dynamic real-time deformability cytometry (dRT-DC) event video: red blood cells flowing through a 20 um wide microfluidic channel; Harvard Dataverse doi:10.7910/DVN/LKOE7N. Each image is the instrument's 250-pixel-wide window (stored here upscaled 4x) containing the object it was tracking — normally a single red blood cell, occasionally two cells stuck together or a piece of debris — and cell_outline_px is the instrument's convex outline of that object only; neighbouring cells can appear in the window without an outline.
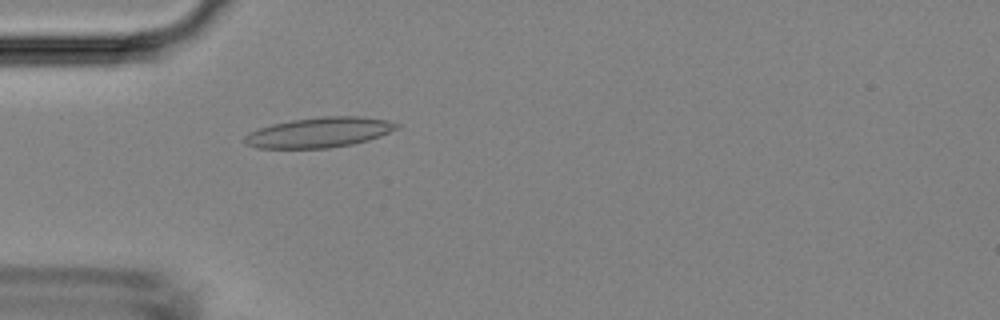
{"species": "Egyptian fruit bat (a non-hibernating species)", "species_latin": "Rousettus aegyptiacus", "temperature_condition": "room temperature", "stored_images_in_passage": 18, "camera_frame_rate_fps": 3000, "um_per_image_px": 0.085, "animal": {"sex": "female"}, "frame": {"image": 1, "passage_image": 15, "time_ms": 4.667, "image_size_px": [1000, 320], "cell_outline_px": [[400, 128], [380, 136], [368, 140], [352, 144], [328, 148], [256, 148], [244, 144], [244, 136], [248, 132], [272, 124], [292, 120], [320, 116], [360, 116], [388, 120], [400, 124]], "centroid_in_image_um": [27.14, 11.25], "position_along_channel_um": 57.9, "area_um2": 26.88}}
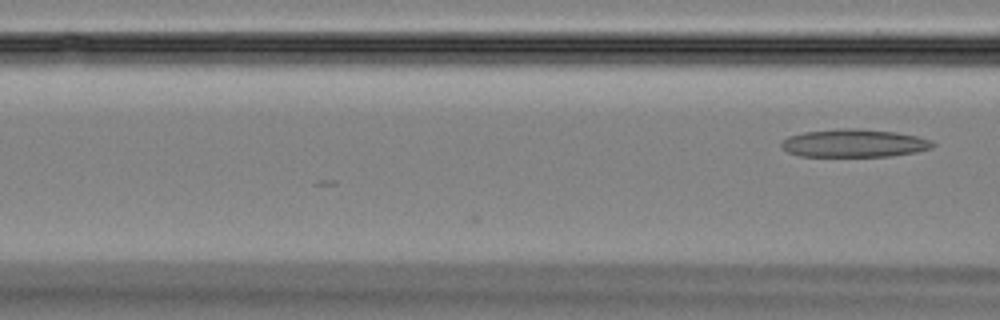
{"frame": {"image": 2, "passage_image": 18, "time_ms": 5.667, "image_size_px": [1000, 320], "cell_outline_px": [[936, 144], [932, 148], [916, 152], [892, 156], [800, 156], [788, 152], [780, 144], [788, 136], [804, 132], [840, 128], [856, 128], [896, 132], [916, 136], [932, 140]], "centroid_in_image_um": [72.63, 12.17], "position_along_channel_um": 94.0, "area_um2": 24.68}}